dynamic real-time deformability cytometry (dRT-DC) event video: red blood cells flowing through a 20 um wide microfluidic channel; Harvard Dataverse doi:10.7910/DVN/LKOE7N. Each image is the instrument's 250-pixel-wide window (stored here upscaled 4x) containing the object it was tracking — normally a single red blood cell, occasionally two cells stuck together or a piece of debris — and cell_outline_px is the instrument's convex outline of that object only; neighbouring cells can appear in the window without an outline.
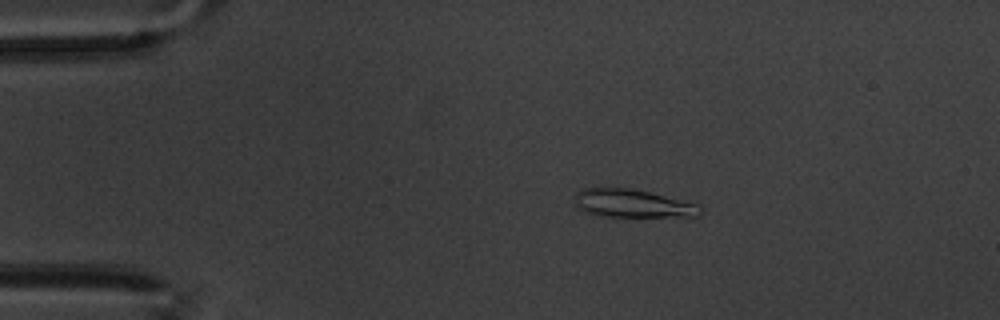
{"species": "common noctule bat (a hibernating species)", "species_latin": "Nyctalus noctula", "temperature_condition": "warm", "stored_images_in_passage": 60, "camera_frame_rate_fps": 3000, "um_per_image_px": 0.085, "animal": {"sex": "male", "body_mass_g": 20.1, "forearm_length_mm": 53.5}, "frame": {"image": 1, "passage_image": 12, "time_ms": 3.667, "image_size_px": [1000, 320], "cell_outline_px": [[704, 212], [700, 216], [600, 216], [576, 208], [576, 192], [584, 188], [632, 188], [696, 204]], "centroid_in_image_um": [53.74, 17.29], "position_along_channel_um": 31.3, "area_um2": 20.17}}
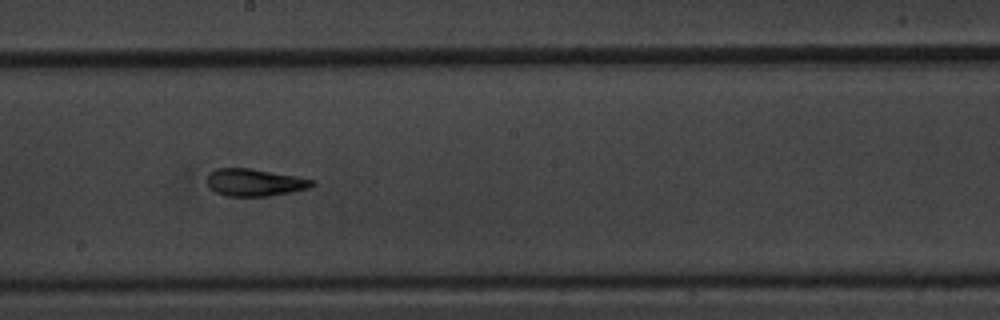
{"frame": {"image": 2, "passage_image": 34, "time_ms": 11.0, "image_size_px": [1000, 320], "cell_outline_px": [[316, 184], [308, 188], [292, 192], [268, 196], [228, 196], [216, 192], [208, 184], [208, 172], [216, 168], [252, 168], [296, 176], [316, 180]], "centroid_in_image_um": [21.68, 15.5], "position_along_channel_um": 226.5, "area_um2": 16.76}}
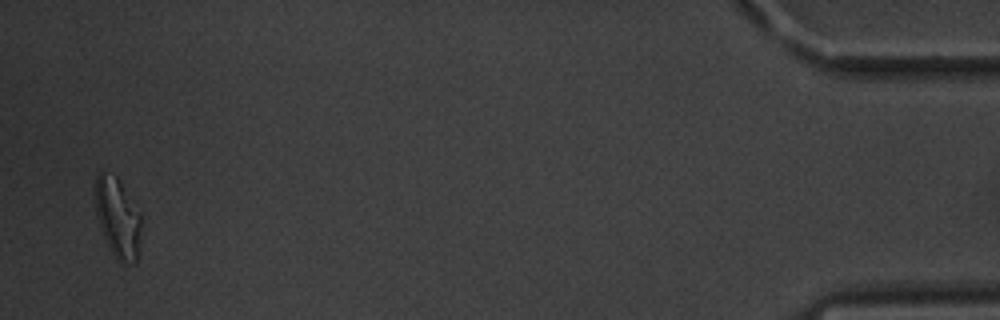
{"frame": {"image": 3, "passage_image": 59, "time_ms": 19.333, "image_size_px": [1000, 320], "cell_outline_px": [[140, 224], [136, 264], [120, 264], [116, 260], [108, 248], [96, 212], [92, 188], [96, 172], [104, 172], [116, 176], [140, 216]], "centroid_in_image_um": [9.93, 18.52], "position_along_channel_um": 425.3, "area_um2": 21.33}, "authors_computed_cell_mechanics": {"area_um2": 17.6579, "velocity_mm_per_s": 3.3789, "shape_relaxation_time_tau1_ms": 11.0869, "shape_relaxation_time_tau2_ms": 2.2332, "deformation_change_tau1": 0.2656, "deformation_change_tau2": 0.0918}}